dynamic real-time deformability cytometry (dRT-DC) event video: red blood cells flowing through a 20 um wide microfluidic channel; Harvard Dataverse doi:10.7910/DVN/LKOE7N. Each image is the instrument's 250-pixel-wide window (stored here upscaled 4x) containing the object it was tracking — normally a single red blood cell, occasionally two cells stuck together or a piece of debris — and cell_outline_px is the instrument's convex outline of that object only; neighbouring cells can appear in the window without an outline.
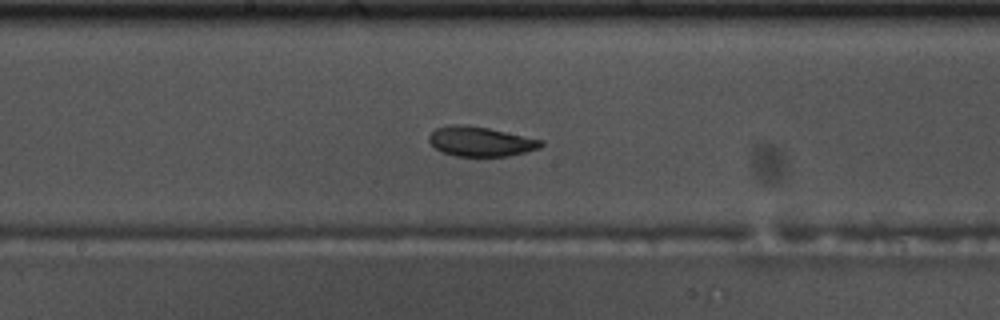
{"species": "common noctule bat (a hibernating species)", "species_latin": "Nyctalus noctula", "temperature_condition": "warm", "stored_images_in_passage": 56, "camera_frame_rate_fps": 3000, "um_per_image_px": 0.085, "animal": {"sex": "male", "body_mass_g": 17.5, "forearm_length_mm": 52.3}, "frame": {"image": 1, "passage_image": 29, "time_ms": 9.333, "image_size_px": [1000, 320], "cell_outline_px": [[544, 144], [540, 148], [508, 156], [456, 156], [440, 152], [428, 140], [428, 136], [436, 128], [448, 124], [468, 124], [488, 128], [544, 140]], "centroid_in_image_um": [40.83, 12.01], "position_along_channel_um": 207.4, "area_um2": 19.54}}
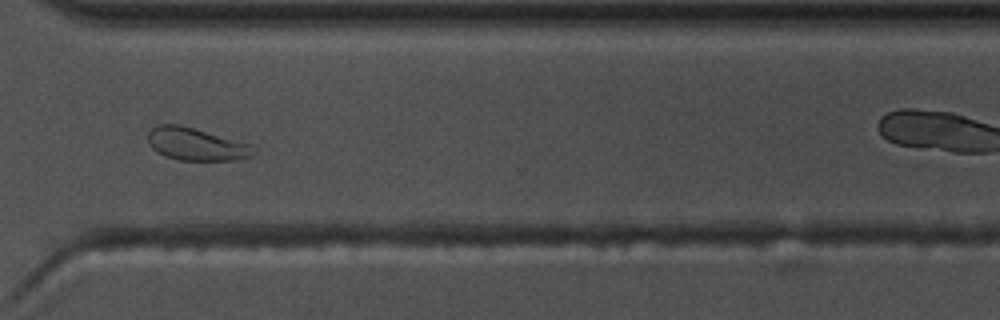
{"frame": {"image": 2, "passage_image": 41, "time_ms": 13.333, "image_size_px": [1000, 320], "cell_outline_px": [[260, 152], [236, 160], [180, 160], [164, 156], [152, 148], [148, 140], [148, 132], [156, 124], [180, 124], [248, 144], [260, 148]], "centroid_in_image_um": [16.68, 12.26], "position_along_channel_um": 353.9, "area_um2": 20.0}}
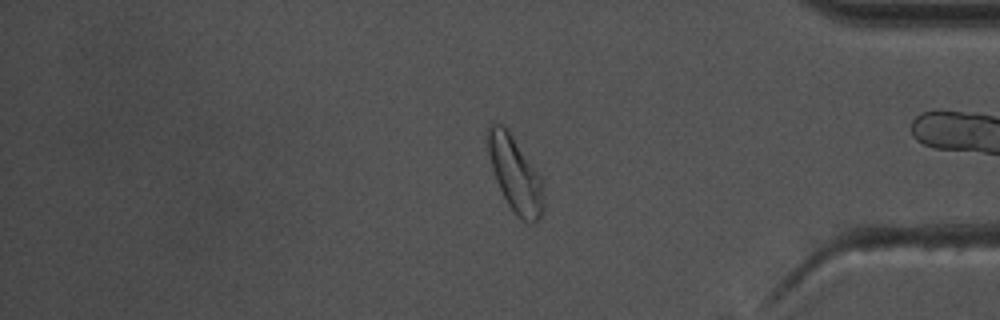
{"frame": {"image": 3, "passage_image": 46, "time_ms": 15.0, "image_size_px": [1000, 320], "cell_outline_px": [[544, 212], [540, 220], [532, 224], [528, 224], [520, 220], [516, 216], [508, 204], [496, 180], [492, 168], [484, 136], [488, 124], [504, 124], [540, 176], [544, 196]], "centroid_in_image_um": [43.78, 14.84], "position_along_channel_um": 391.4, "area_um2": 24.8}, "authors_computed_cell_mechanics": {"area_um2": 20.8947, "velocity_mm_per_s": 3.6546, "shape_relaxation_time_tau1_ms": 8.3186, "shape_relaxation_time_tau2_ms": 2.5338, "deformation_change_tau1": 0.1642, "deformation_change_tau2": 0.0895}}